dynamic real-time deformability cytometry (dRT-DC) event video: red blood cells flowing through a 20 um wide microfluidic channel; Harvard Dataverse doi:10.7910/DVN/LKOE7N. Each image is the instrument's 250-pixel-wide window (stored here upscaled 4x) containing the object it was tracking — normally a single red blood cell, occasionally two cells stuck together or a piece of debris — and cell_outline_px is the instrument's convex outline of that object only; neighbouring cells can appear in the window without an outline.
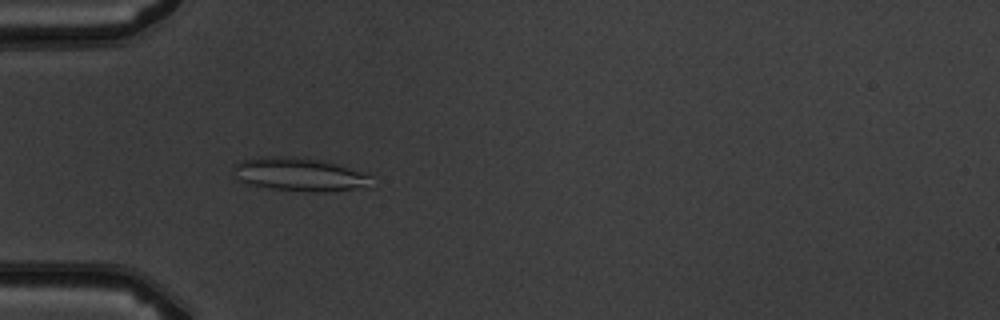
{"species": "common noctule bat (a hibernating species)", "species_latin": "Nyctalus noctula", "temperature_condition": "warm", "stored_images_in_passage": 5, "camera_frame_rate_fps": 3000, "um_per_image_px": 0.085, "animal": {"sex": "male", "body_mass_g": 19.5, "forearm_length_mm": 54.6}, "frame": {"image": 1, "passage_image": 5, "time_ms": 4.667, "image_size_px": [1000, 320], "cell_outline_px": [[376, 188], [324, 192], [312, 192], [272, 188], [244, 184], [236, 180], [232, 168], [240, 160], [256, 156], [308, 156], [324, 160], [364, 172], [372, 176]], "centroid_in_image_um": [25.53, 14.82], "position_along_channel_um": 59.5, "area_um2": 28.21}}